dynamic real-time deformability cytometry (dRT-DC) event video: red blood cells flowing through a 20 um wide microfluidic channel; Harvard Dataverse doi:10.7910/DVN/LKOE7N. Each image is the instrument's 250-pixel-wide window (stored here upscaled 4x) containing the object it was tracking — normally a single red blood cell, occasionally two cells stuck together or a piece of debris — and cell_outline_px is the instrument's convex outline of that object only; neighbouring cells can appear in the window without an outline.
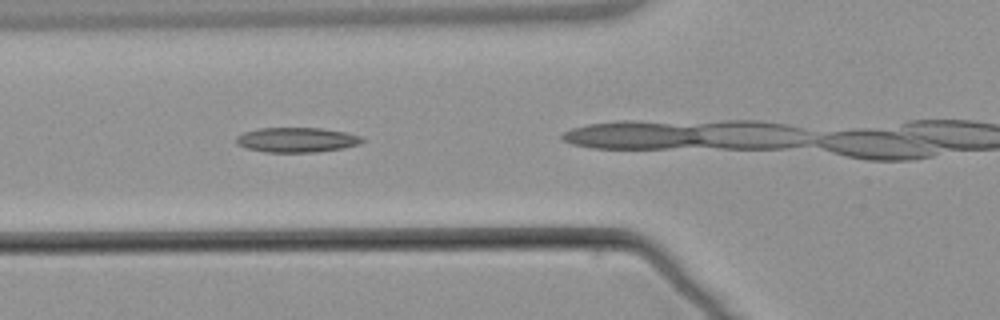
{"species": "common noctule bat (a hibernating species)", "species_latin": "Nyctalus noctula", "temperature_condition": "warm", "stored_images_in_passage": 5, "camera_frame_rate_fps": 3000, "um_per_image_px": 0.085, "animal": {"sex": "male", "body_mass_g": 21.5, "forearm_length_mm": 52.0}, "frame": {"image": 1, "passage_image": 2, "time_ms": 1.0, "image_size_px": [1000, 320], "cell_outline_px": [[364, 140], [360, 144], [344, 148], [316, 152], [264, 152], [248, 148], [236, 144], [236, 136], [244, 132], [260, 128], [324, 128], [364, 136]], "centroid_in_image_um": [25.25, 11.88], "position_along_channel_um": 100.5, "area_um2": 18.32}}